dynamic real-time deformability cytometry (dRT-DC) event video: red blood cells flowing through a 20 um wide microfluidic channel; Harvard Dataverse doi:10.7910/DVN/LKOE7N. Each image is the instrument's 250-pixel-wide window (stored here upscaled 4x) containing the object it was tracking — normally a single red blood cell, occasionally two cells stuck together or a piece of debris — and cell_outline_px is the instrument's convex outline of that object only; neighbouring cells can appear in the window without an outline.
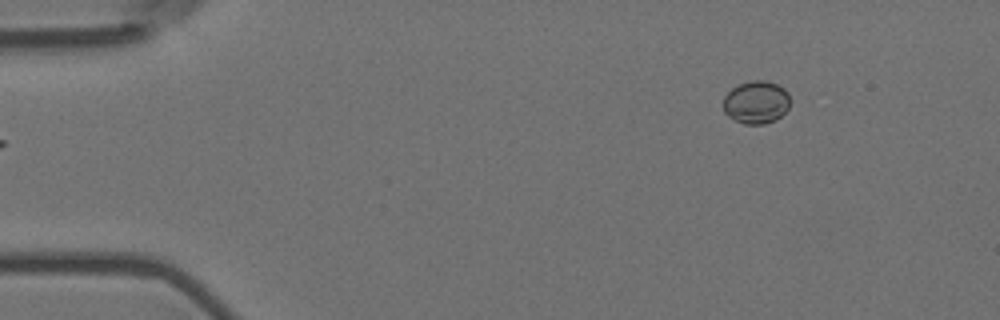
{"species": "Egyptian fruit bat (a non-hibernating species)", "species_latin": "Rousettus aegyptiacus", "temperature_condition": "room temperature", "stored_images_in_passage": 3, "camera_frame_rate_fps": 3000, "um_per_image_px": 0.085, "animal": {"sex": "female"}, "frame": {"image": 1, "passage_image": 3, "time_ms": 0.667, "image_size_px": [1000, 320], "cell_outline_px": [[788, 108], [776, 120], [764, 124], [744, 124], [728, 116], [724, 112], [724, 96], [732, 88], [740, 84], [752, 80], [764, 80], [776, 84], [784, 88], [788, 92]], "centroid_in_image_um": [64.27, 8.69], "position_along_channel_um": 20.7, "area_um2": 16.53}}